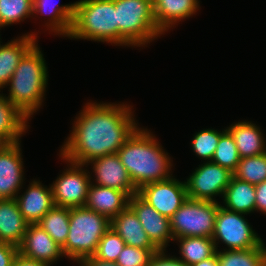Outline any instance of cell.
Returning <instances> with one entry per match:
<instances>
[{
	"instance_id": "cell-1",
	"label": "cell",
	"mask_w": 266,
	"mask_h": 266,
	"mask_svg": "<svg viewBox=\"0 0 266 266\" xmlns=\"http://www.w3.org/2000/svg\"><path fill=\"white\" fill-rule=\"evenodd\" d=\"M133 114L127 103H86L75 117L59 155L85 165L92 159L117 153L139 128Z\"/></svg>"
},
{
	"instance_id": "cell-2",
	"label": "cell",
	"mask_w": 266,
	"mask_h": 266,
	"mask_svg": "<svg viewBox=\"0 0 266 266\" xmlns=\"http://www.w3.org/2000/svg\"><path fill=\"white\" fill-rule=\"evenodd\" d=\"M149 131L139 127L117 152L137 190L172 177L173 160Z\"/></svg>"
},
{
	"instance_id": "cell-3",
	"label": "cell",
	"mask_w": 266,
	"mask_h": 266,
	"mask_svg": "<svg viewBox=\"0 0 266 266\" xmlns=\"http://www.w3.org/2000/svg\"><path fill=\"white\" fill-rule=\"evenodd\" d=\"M44 55L36 43L21 59L7 86L6 98L28 119L43 105L48 84Z\"/></svg>"
},
{
	"instance_id": "cell-4",
	"label": "cell",
	"mask_w": 266,
	"mask_h": 266,
	"mask_svg": "<svg viewBox=\"0 0 266 266\" xmlns=\"http://www.w3.org/2000/svg\"><path fill=\"white\" fill-rule=\"evenodd\" d=\"M68 38L106 42L117 46L115 0H79Z\"/></svg>"
},
{
	"instance_id": "cell-5",
	"label": "cell",
	"mask_w": 266,
	"mask_h": 266,
	"mask_svg": "<svg viewBox=\"0 0 266 266\" xmlns=\"http://www.w3.org/2000/svg\"><path fill=\"white\" fill-rule=\"evenodd\" d=\"M117 46L145 47L163 33L154 18L153 0H115Z\"/></svg>"
},
{
	"instance_id": "cell-6",
	"label": "cell",
	"mask_w": 266,
	"mask_h": 266,
	"mask_svg": "<svg viewBox=\"0 0 266 266\" xmlns=\"http://www.w3.org/2000/svg\"><path fill=\"white\" fill-rule=\"evenodd\" d=\"M111 220L85 206L70 208L69 233L61 247L64 257L80 263L93 256Z\"/></svg>"
},
{
	"instance_id": "cell-7",
	"label": "cell",
	"mask_w": 266,
	"mask_h": 266,
	"mask_svg": "<svg viewBox=\"0 0 266 266\" xmlns=\"http://www.w3.org/2000/svg\"><path fill=\"white\" fill-rule=\"evenodd\" d=\"M220 202L187 198L170 218L174 239L179 237L212 238Z\"/></svg>"
},
{
	"instance_id": "cell-8",
	"label": "cell",
	"mask_w": 266,
	"mask_h": 266,
	"mask_svg": "<svg viewBox=\"0 0 266 266\" xmlns=\"http://www.w3.org/2000/svg\"><path fill=\"white\" fill-rule=\"evenodd\" d=\"M245 214L232 212L221 205L215 219V229L212 239L216 250L220 241L228 248L223 250H246L259 247L264 241L248 223Z\"/></svg>"
},
{
	"instance_id": "cell-9",
	"label": "cell",
	"mask_w": 266,
	"mask_h": 266,
	"mask_svg": "<svg viewBox=\"0 0 266 266\" xmlns=\"http://www.w3.org/2000/svg\"><path fill=\"white\" fill-rule=\"evenodd\" d=\"M67 164L68 168L64 169L51 185L53 201L56 206L65 208H76L85 206L88 189L91 184L90 172L83 167L85 165L70 162L59 156Z\"/></svg>"
},
{
	"instance_id": "cell-10",
	"label": "cell",
	"mask_w": 266,
	"mask_h": 266,
	"mask_svg": "<svg viewBox=\"0 0 266 266\" xmlns=\"http://www.w3.org/2000/svg\"><path fill=\"white\" fill-rule=\"evenodd\" d=\"M232 176L229 169L205 161L185 181L188 198L218 202L215 196L223 197Z\"/></svg>"
},
{
	"instance_id": "cell-11",
	"label": "cell",
	"mask_w": 266,
	"mask_h": 266,
	"mask_svg": "<svg viewBox=\"0 0 266 266\" xmlns=\"http://www.w3.org/2000/svg\"><path fill=\"white\" fill-rule=\"evenodd\" d=\"M138 194L161 215L171 218L188 198L185 181L173 176L148 183L138 189Z\"/></svg>"
},
{
	"instance_id": "cell-12",
	"label": "cell",
	"mask_w": 266,
	"mask_h": 266,
	"mask_svg": "<svg viewBox=\"0 0 266 266\" xmlns=\"http://www.w3.org/2000/svg\"><path fill=\"white\" fill-rule=\"evenodd\" d=\"M129 206L136 213L151 243L158 250H167L170 241H174L170 219L157 212L138 193L129 198Z\"/></svg>"
},
{
	"instance_id": "cell-13",
	"label": "cell",
	"mask_w": 266,
	"mask_h": 266,
	"mask_svg": "<svg viewBox=\"0 0 266 266\" xmlns=\"http://www.w3.org/2000/svg\"><path fill=\"white\" fill-rule=\"evenodd\" d=\"M21 142L7 143L0 149V199H15L24 181Z\"/></svg>"
},
{
	"instance_id": "cell-14",
	"label": "cell",
	"mask_w": 266,
	"mask_h": 266,
	"mask_svg": "<svg viewBox=\"0 0 266 266\" xmlns=\"http://www.w3.org/2000/svg\"><path fill=\"white\" fill-rule=\"evenodd\" d=\"M90 164L96 180L93 184L124 191L129 197L138 193L117 153L92 159L85 167Z\"/></svg>"
},
{
	"instance_id": "cell-15",
	"label": "cell",
	"mask_w": 266,
	"mask_h": 266,
	"mask_svg": "<svg viewBox=\"0 0 266 266\" xmlns=\"http://www.w3.org/2000/svg\"><path fill=\"white\" fill-rule=\"evenodd\" d=\"M18 248L22 256L44 262L49 266L64 256L61 246L38 224L28 225Z\"/></svg>"
},
{
	"instance_id": "cell-16",
	"label": "cell",
	"mask_w": 266,
	"mask_h": 266,
	"mask_svg": "<svg viewBox=\"0 0 266 266\" xmlns=\"http://www.w3.org/2000/svg\"><path fill=\"white\" fill-rule=\"evenodd\" d=\"M19 210L29 224H37L54 206L51 185H43L40 180H33L28 189L15 198Z\"/></svg>"
},
{
	"instance_id": "cell-17",
	"label": "cell",
	"mask_w": 266,
	"mask_h": 266,
	"mask_svg": "<svg viewBox=\"0 0 266 266\" xmlns=\"http://www.w3.org/2000/svg\"><path fill=\"white\" fill-rule=\"evenodd\" d=\"M129 196L121 190L91 184L85 207L112 220L129 205Z\"/></svg>"
},
{
	"instance_id": "cell-18",
	"label": "cell",
	"mask_w": 266,
	"mask_h": 266,
	"mask_svg": "<svg viewBox=\"0 0 266 266\" xmlns=\"http://www.w3.org/2000/svg\"><path fill=\"white\" fill-rule=\"evenodd\" d=\"M200 0H153L154 18L165 34L177 23L190 18L200 9Z\"/></svg>"
},
{
	"instance_id": "cell-19",
	"label": "cell",
	"mask_w": 266,
	"mask_h": 266,
	"mask_svg": "<svg viewBox=\"0 0 266 266\" xmlns=\"http://www.w3.org/2000/svg\"><path fill=\"white\" fill-rule=\"evenodd\" d=\"M37 40L35 32H28L4 45L0 43V92L8 85L18 63Z\"/></svg>"
},
{
	"instance_id": "cell-20",
	"label": "cell",
	"mask_w": 266,
	"mask_h": 266,
	"mask_svg": "<svg viewBox=\"0 0 266 266\" xmlns=\"http://www.w3.org/2000/svg\"><path fill=\"white\" fill-rule=\"evenodd\" d=\"M57 3V4H56ZM54 0H33V17L35 15H48L47 30L55 35L68 37L74 19L75 2L67 5H59Z\"/></svg>"
},
{
	"instance_id": "cell-21",
	"label": "cell",
	"mask_w": 266,
	"mask_h": 266,
	"mask_svg": "<svg viewBox=\"0 0 266 266\" xmlns=\"http://www.w3.org/2000/svg\"><path fill=\"white\" fill-rule=\"evenodd\" d=\"M29 223L15 199H0V240L19 247Z\"/></svg>"
},
{
	"instance_id": "cell-22",
	"label": "cell",
	"mask_w": 266,
	"mask_h": 266,
	"mask_svg": "<svg viewBox=\"0 0 266 266\" xmlns=\"http://www.w3.org/2000/svg\"><path fill=\"white\" fill-rule=\"evenodd\" d=\"M234 138L240 158L266 153V140L262 130L252 121H238L226 128Z\"/></svg>"
},
{
	"instance_id": "cell-23",
	"label": "cell",
	"mask_w": 266,
	"mask_h": 266,
	"mask_svg": "<svg viewBox=\"0 0 266 266\" xmlns=\"http://www.w3.org/2000/svg\"><path fill=\"white\" fill-rule=\"evenodd\" d=\"M110 227L125 241L126 245L142 249H157L149 240L136 213L129 205L111 220Z\"/></svg>"
},
{
	"instance_id": "cell-24",
	"label": "cell",
	"mask_w": 266,
	"mask_h": 266,
	"mask_svg": "<svg viewBox=\"0 0 266 266\" xmlns=\"http://www.w3.org/2000/svg\"><path fill=\"white\" fill-rule=\"evenodd\" d=\"M222 198L224 205L221 206L229 211L245 215L256 211L255 185L234 176H232Z\"/></svg>"
},
{
	"instance_id": "cell-25",
	"label": "cell",
	"mask_w": 266,
	"mask_h": 266,
	"mask_svg": "<svg viewBox=\"0 0 266 266\" xmlns=\"http://www.w3.org/2000/svg\"><path fill=\"white\" fill-rule=\"evenodd\" d=\"M28 118L23 115L6 95L0 93V137L6 143L21 142V136L29 128Z\"/></svg>"
},
{
	"instance_id": "cell-26",
	"label": "cell",
	"mask_w": 266,
	"mask_h": 266,
	"mask_svg": "<svg viewBox=\"0 0 266 266\" xmlns=\"http://www.w3.org/2000/svg\"><path fill=\"white\" fill-rule=\"evenodd\" d=\"M174 241L180 243L178 244L180 257L177 258L187 266L212 257L216 253L215 243L212 238L179 237L174 239Z\"/></svg>"
},
{
	"instance_id": "cell-27",
	"label": "cell",
	"mask_w": 266,
	"mask_h": 266,
	"mask_svg": "<svg viewBox=\"0 0 266 266\" xmlns=\"http://www.w3.org/2000/svg\"><path fill=\"white\" fill-rule=\"evenodd\" d=\"M70 208L54 206L37 223L61 247L65 244L69 233Z\"/></svg>"
},
{
	"instance_id": "cell-28",
	"label": "cell",
	"mask_w": 266,
	"mask_h": 266,
	"mask_svg": "<svg viewBox=\"0 0 266 266\" xmlns=\"http://www.w3.org/2000/svg\"><path fill=\"white\" fill-rule=\"evenodd\" d=\"M219 266H262L266 261L264 242L246 250H216Z\"/></svg>"
},
{
	"instance_id": "cell-29",
	"label": "cell",
	"mask_w": 266,
	"mask_h": 266,
	"mask_svg": "<svg viewBox=\"0 0 266 266\" xmlns=\"http://www.w3.org/2000/svg\"><path fill=\"white\" fill-rule=\"evenodd\" d=\"M233 176L254 185L266 181V153L241 158Z\"/></svg>"
},
{
	"instance_id": "cell-30",
	"label": "cell",
	"mask_w": 266,
	"mask_h": 266,
	"mask_svg": "<svg viewBox=\"0 0 266 266\" xmlns=\"http://www.w3.org/2000/svg\"><path fill=\"white\" fill-rule=\"evenodd\" d=\"M32 13L33 0H0V29L32 18Z\"/></svg>"
},
{
	"instance_id": "cell-31",
	"label": "cell",
	"mask_w": 266,
	"mask_h": 266,
	"mask_svg": "<svg viewBox=\"0 0 266 266\" xmlns=\"http://www.w3.org/2000/svg\"><path fill=\"white\" fill-rule=\"evenodd\" d=\"M240 159L234 138L231 133L226 130L220 136L211 161L234 172Z\"/></svg>"
},
{
	"instance_id": "cell-32",
	"label": "cell",
	"mask_w": 266,
	"mask_h": 266,
	"mask_svg": "<svg viewBox=\"0 0 266 266\" xmlns=\"http://www.w3.org/2000/svg\"><path fill=\"white\" fill-rule=\"evenodd\" d=\"M226 130L227 129L218 131L216 129L208 128L195 133L191 142V146L196 156H198L200 159L206 160L207 162L211 161L220 136Z\"/></svg>"
},
{
	"instance_id": "cell-33",
	"label": "cell",
	"mask_w": 266,
	"mask_h": 266,
	"mask_svg": "<svg viewBox=\"0 0 266 266\" xmlns=\"http://www.w3.org/2000/svg\"><path fill=\"white\" fill-rule=\"evenodd\" d=\"M125 245V241L110 227L99 241L93 256L103 261L116 262Z\"/></svg>"
},
{
	"instance_id": "cell-34",
	"label": "cell",
	"mask_w": 266,
	"mask_h": 266,
	"mask_svg": "<svg viewBox=\"0 0 266 266\" xmlns=\"http://www.w3.org/2000/svg\"><path fill=\"white\" fill-rule=\"evenodd\" d=\"M158 251L125 245L115 263L118 266H149L151 258Z\"/></svg>"
},
{
	"instance_id": "cell-35",
	"label": "cell",
	"mask_w": 266,
	"mask_h": 266,
	"mask_svg": "<svg viewBox=\"0 0 266 266\" xmlns=\"http://www.w3.org/2000/svg\"><path fill=\"white\" fill-rule=\"evenodd\" d=\"M165 250H159L153 255L149 266H187L184 262L180 261L176 256H169L165 254Z\"/></svg>"
},
{
	"instance_id": "cell-36",
	"label": "cell",
	"mask_w": 266,
	"mask_h": 266,
	"mask_svg": "<svg viewBox=\"0 0 266 266\" xmlns=\"http://www.w3.org/2000/svg\"><path fill=\"white\" fill-rule=\"evenodd\" d=\"M19 248L9 243L0 244V266H12Z\"/></svg>"
},
{
	"instance_id": "cell-37",
	"label": "cell",
	"mask_w": 266,
	"mask_h": 266,
	"mask_svg": "<svg viewBox=\"0 0 266 266\" xmlns=\"http://www.w3.org/2000/svg\"><path fill=\"white\" fill-rule=\"evenodd\" d=\"M256 211L266 215V181L255 185Z\"/></svg>"
},
{
	"instance_id": "cell-38",
	"label": "cell",
	"mask_w": 266,
	"mask_h": 266,
	"mask_svg": "<svg viewBox=\"0 0 266 266\" xmlns=\"http://www.w3.org/2000/svg\"><path fill=\"white\" fill-rule=\"evenodd\" d=\"M12 266H49L44 262L32 260L22 256L20 253L15 257Z\"/></svg>"
},
{
	"instance_id": "cell-39",
	"label": "cell",
	"mask_w": 266,
	"mask_h": 266,
	"mask_svg": "<svg viewBox=\"0 0 266 266\" xmlns=\"http://www.w3.org/2000/svg\"><path fill=\"white\" fill-rule=\"evenodd\" d=\"M79 266H118L115 262L103 261L94 256L83 259Z\"/></svg>"
},
{
	"instance_id": "cell-40",
	"label": "cell",
	"mask_w": 266,
	"mask_h": 266,
	"mask_svg": "<svg viewBox=\"0 0 266 266\" xmlns=\"http://www.w3.org/2000/svg\"><path fill=\"white\" fill-rule=\"evenodd\" d=\"M191 266H219L216 253L205 260H202L198 263L192 264Z\"/></svg>"
},
{
	"instance_id": "cell-41",
	"label": "cell",
	"mask_w": 266,
	"mask_h": 266,
	"mask_svg": "<svg viewBox=\"0 0 266 266\" xmlns=\"http://www.w3.org/2000/svg\"><path fill=\"white\" fill-rule=\"evenodd\" d=\"M7 144L1 137H0V149Z\"/></svg>"
}]
</instances>
